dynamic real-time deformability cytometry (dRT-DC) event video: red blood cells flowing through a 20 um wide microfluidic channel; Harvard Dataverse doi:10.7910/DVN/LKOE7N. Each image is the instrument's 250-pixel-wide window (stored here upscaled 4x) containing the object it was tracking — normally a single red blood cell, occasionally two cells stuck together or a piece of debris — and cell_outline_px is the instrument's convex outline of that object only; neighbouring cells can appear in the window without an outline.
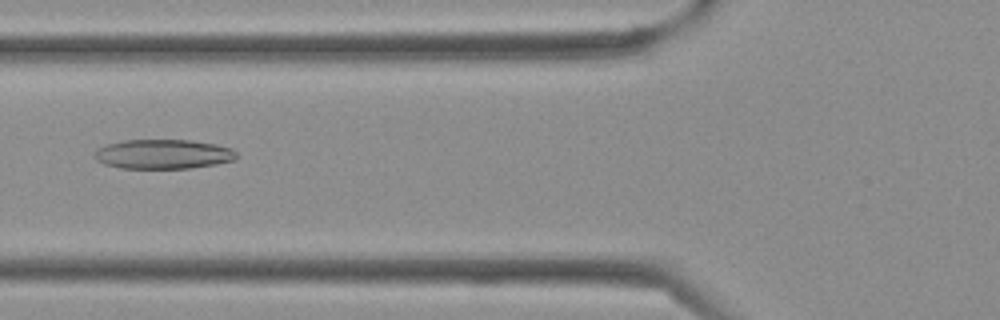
{"species": "Egyptian fruit bat (a non-hibernating species)", "species_latin": "Rousettus aegyptiacus", "temperature_condition": "cold", "stored_images_in_passage": 29, "camera_frame_rate_fps": 3000, "um_per_image_px": 0.085, "frame": {"image": 1, "passage_image": 5, "time_ms": 1.333, "image_size_px": [1000, 320], "cell_outline_px": [[236, 160], [216, 164], [188, 168], [120, 168], [104, 164], [96, 160], [92, 156], [92, 152], [96, 148], [108, 144], [124, 140], [192, 140], [216, 144], [232, 148], [236, 152]], "centroid_in_image_um": [13.84, 13.1], "position_along_channel_um": 112.0, "area_um2": 24.62}}
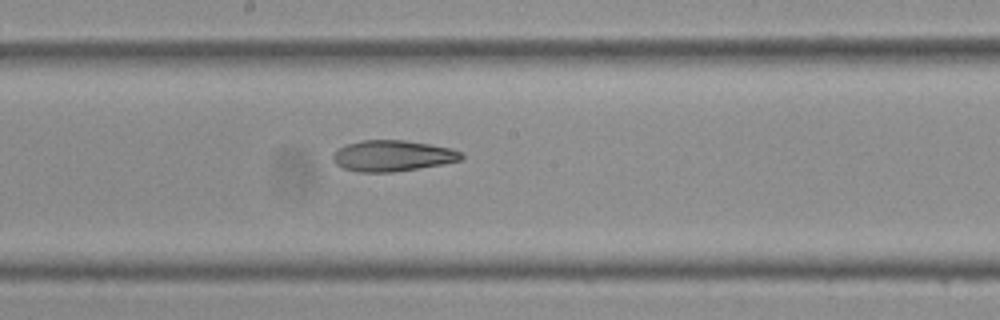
{"frame": {"image": 2, "passage_image": 11, "time_ms": 3.333, "image_size_px": [1000, 320], "cell_outline_px": [[464, 160], [444, 164], [392, 172], [356, 172], [344, 168], [336, 164], [332, 160], [332, 156], [340, 148], [348, 144], [360, 140], [404, 140], [452, 148], [464, 152]], "centroid_in_image_um": [33.42, 13.24], "position_along_channel_um": 214.8, "area_um2": 23.29}}
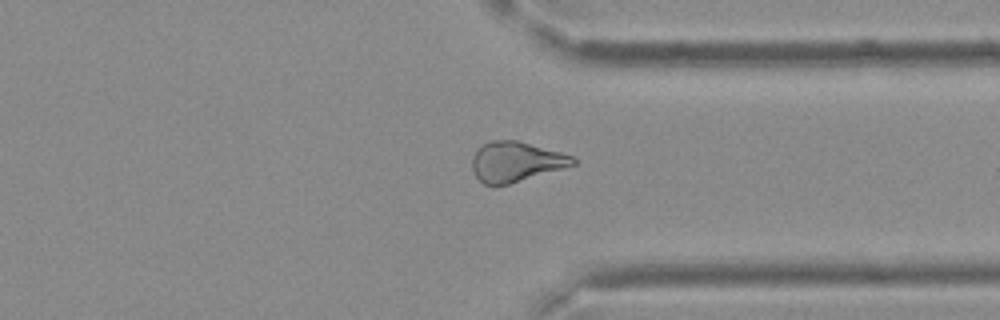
{"frame": {"image": 3, "passage_image": 20, "time_ms": 6.333, "image_size_px": [1000, 320], "cell_outline_px": [[576, 164], [564, 168], [508, 184], [492, 188], [484, 184], [476, 176], [472, 168], [472, 156], [480, 144], [492, 140], [516, 140], [560, 152], [572, 156], [576, 160]], "centroid_in_image_um": [43.8, 13.76], "position_along_channel_um": 367.6, "area_um2": 23.64}}